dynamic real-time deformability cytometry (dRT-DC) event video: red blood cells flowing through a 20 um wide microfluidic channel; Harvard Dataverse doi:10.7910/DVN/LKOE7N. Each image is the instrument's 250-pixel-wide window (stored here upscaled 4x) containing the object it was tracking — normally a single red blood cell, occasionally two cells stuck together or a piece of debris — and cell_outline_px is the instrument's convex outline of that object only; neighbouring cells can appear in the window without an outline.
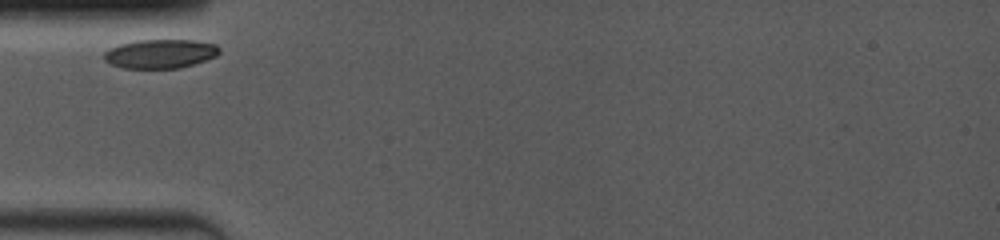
{"species": "common noctule bat (a hibernating species)", "species_latin": "Nyctalus noctula", "temperature_condition": "room temperature", "stored_images_in_passage": 2, "camera_frame_rate_fps": 4000, "um_per_image_px": 0.085, "animal": {"sex": "female", "body_mass_g": 19.0, "forearm_length_mm": 53.3}, "frame": {"image": 1, "passage_image": 1, "time_ms": 0.0, "image_size_px": [1000, 240], "cell_outline_px": [[220, 52], [216, 56], [180, 68], [120, 68], [104, 60], [104, 52], [120, 44], [136, 40], [192, 40], [216, 44], [220, 48]], "centroid_in_image_um": [13.62, 4.57], "position_along_channel_um": 71.4, "area_um2": 19.36}}